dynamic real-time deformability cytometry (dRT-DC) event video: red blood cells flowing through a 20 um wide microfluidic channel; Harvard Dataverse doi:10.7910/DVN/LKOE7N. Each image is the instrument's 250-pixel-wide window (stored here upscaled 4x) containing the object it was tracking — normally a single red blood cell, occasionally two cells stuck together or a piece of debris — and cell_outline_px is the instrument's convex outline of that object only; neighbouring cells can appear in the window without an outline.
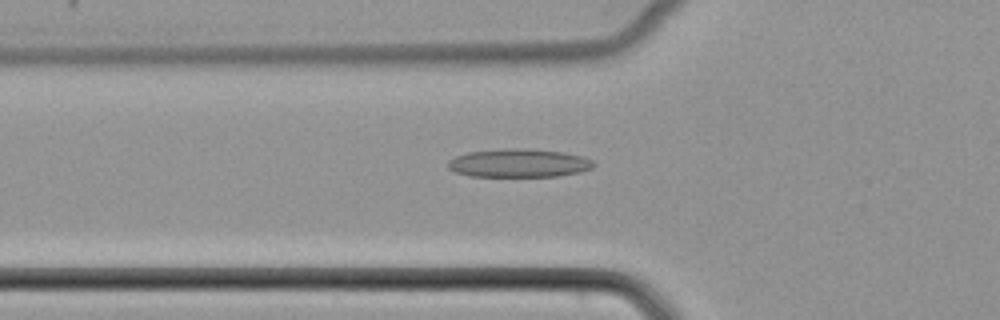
{"species": "common noctule bat (a hibernating species)", "species_latin": "Nyctalus noctula", "temperature_condition": "cold", "stored_images_in_passage": 52, "camera_frame_rate_fps": 3000, "um_per_image_px": 0.085, "animal": {"sex": "female", "body_mass_g": 22.7, "forearm_length_mm": 54.2}, "frame": {"image": 1, "passage_image": 19, "time_ms": 6.0, "image_size_px": [1000, 320], "cell_outline_px": [[596, 164], [592, 168], [580, 172], [560, 176], [468, 176], [456, 172], [448, 168], [448, 160], [456, 156], [468, 152], [504, 148], [528, 148], [564, 152], [584, 156], [592, 160]], "centroid_in_image_um": [44.13, 13.85], "position_along_channel_um": 81.7, "area_um2": 24.33}}
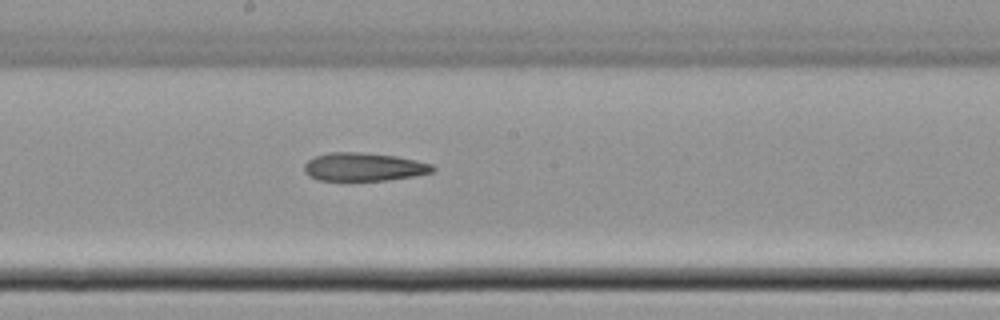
{"frame": {"image": 2, "passage_image": 29, "time_ms": 9.333, "image_size_px": [1000, 320], "cell_outline_px": [[436, 168], [432, 172], [416, 176], [388, 180], [316, 180], [308, 176], [304, 172], [304, 164], [308, 160], [316, 156], [328, 152], [360, 152], [396, 156], [416, 160], [432, 164]], "centroid_in_image_um": [30.91, 14.19], "position_along_channel_um": 217.3, "area_um2": 21.27}}
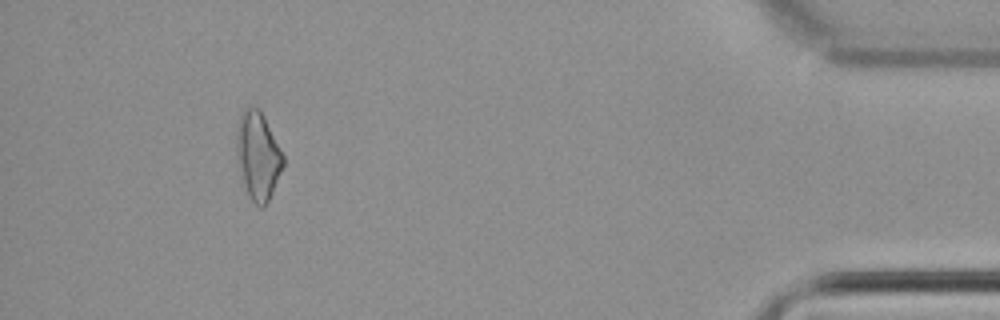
{"frame": {"image": 3, "passage_image": 48, "time_ms": 15.667, "image_size_px": [1000, 320], "cell_outline_px": [[284, 164], [268, 200], [264, 208], [260, 208], [248, 196], [236, 160], [236, 128], [240, 116], [244, 108], [260, 108], [284, 156]], "centroid_in_image_um": [21.9, 13.23], "position_along_channel_um": 413.3, "area_um2": 23.76}}